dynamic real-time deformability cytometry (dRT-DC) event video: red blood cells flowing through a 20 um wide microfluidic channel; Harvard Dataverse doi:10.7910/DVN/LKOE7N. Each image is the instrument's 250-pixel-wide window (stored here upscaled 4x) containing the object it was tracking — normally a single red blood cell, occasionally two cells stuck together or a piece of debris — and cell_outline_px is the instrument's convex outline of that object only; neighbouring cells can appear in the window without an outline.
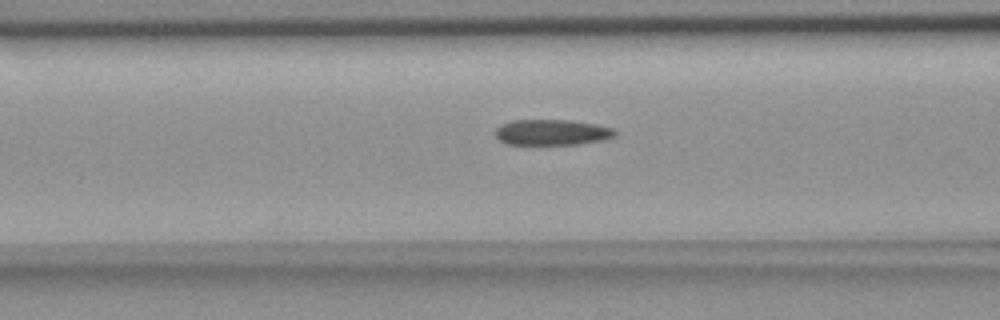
{"species": "common noctule bat (a hibernating species)", "species_latin": "Nyctalus noctula", "temperature_condition": "room temperature", "stored_images_in_passage": 39, "camera_frame_rate_fps": 3000, "um_per_image_px": 0.085, "animal": {"sex": "female", "body_mass_g": 18.4}, "frame": {"image": 1, "passage_image": 15, "time_ms": 4.667, "image_size_px": [1000, 320], "cell_outline_px": [[616, 136], [600, 140], [576, 144], [504, 144], [496, 136], [496, 128], [500, 124], [512, 120], [568, 120], [596, 124], [612, 128], [616, 132]], "centroid_in_image_um": [46.88, 11.24], "position_along_channel_um": 119.7, "area_um2": 17.8}}
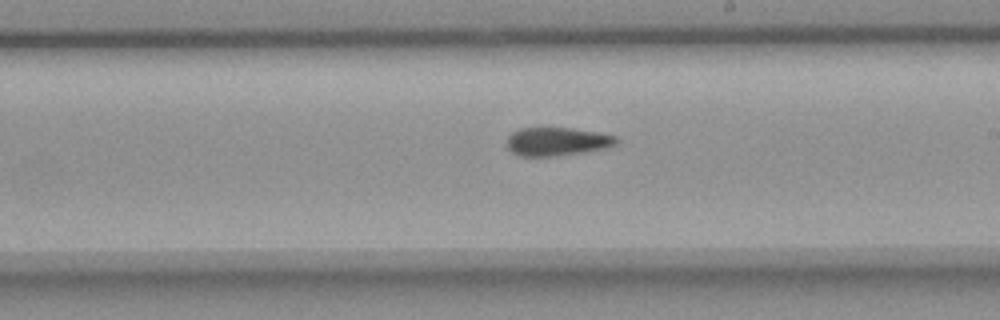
{"frame": {"image": 2, "passage_image": 25, "time_ms": 8.0, "image_size_px": [1000, 320], "cell_outline_px": [[620, 140], [616, 144], [608, 148], [584, 152], [556, 156], [520, 156], [512, 152], [508, 148], [508, 136], [512, 132], [520, 128], [572, 128], [600, 132], [616, 136]], "centroid_in_image_um": [47.4, 12.03], "position_along_channel_um": 241.6, "area_um2": 18.26}}
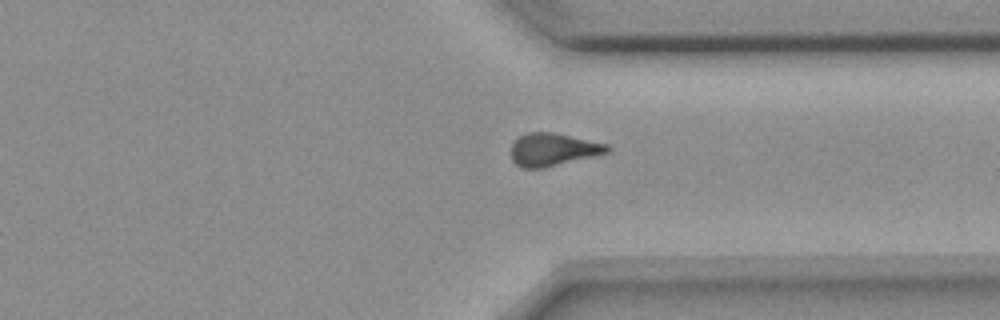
{"frame": {"image": 3, "passage_image": 35, "time_ms": 11.333, "image_size_px": [1000, 320], "cell_outline_px": [[612, 148], [608, 152], [544, 168], [520, 168], [512, 160], [512, 144], [520, 136], [528, 132], [552, 132], [608, 144]], "centroid_in_image_um": [47.0, 12.71], "position_along_channel_um": 364.4, "area_um2": 18.15}}